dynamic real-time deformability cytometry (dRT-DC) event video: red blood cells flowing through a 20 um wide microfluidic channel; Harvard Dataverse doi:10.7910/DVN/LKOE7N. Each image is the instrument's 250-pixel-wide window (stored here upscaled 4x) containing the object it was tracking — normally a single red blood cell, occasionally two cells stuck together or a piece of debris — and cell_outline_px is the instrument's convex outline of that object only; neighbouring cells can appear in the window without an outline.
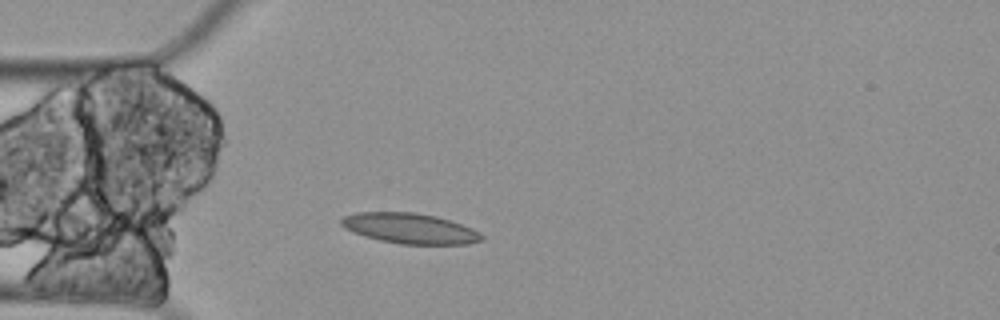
{"species": "Egyptian fruit bat (a non-hibernating species)", "species_latin": "Rousettus aegyptiacus", "temperature_condition": "cold", "stored_images_in_passage": 2, "camera_frame_rate_fps": 3000, "um_per_image_px": 0.085, "animal": {"sex": "female"}, "frame": {"image": 1, "passage_image": 2, "time_ms": 0.333, "image_size_px": [1000, 320], "cell_outline_px": [[484, 240], [468, 244], [400, 244], [380, 240], [364, 236], [352, 232], [344, 228], [340, 224], [340, 220], [344, 216], [356, 212], [412, 212], [436, 216], [472, 228], [484, 236]], "centroid_in_image_um": [34.81, 19.41], "position_along_channel_um": 50.2, "area_um2": 24.85}}